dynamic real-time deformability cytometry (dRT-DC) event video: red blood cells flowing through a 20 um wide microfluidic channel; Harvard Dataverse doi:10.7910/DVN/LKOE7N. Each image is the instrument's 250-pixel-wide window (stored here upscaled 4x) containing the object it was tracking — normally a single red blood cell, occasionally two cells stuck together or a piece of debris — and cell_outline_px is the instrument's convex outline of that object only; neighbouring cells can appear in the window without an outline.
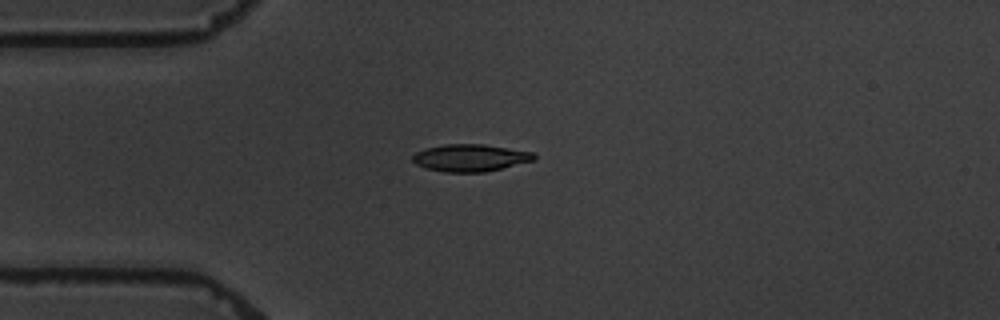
{"species": "common noctule bat (a hibernating species)", "species_latin": "Nyctalus noctula", "temperature_condition": "warm", "stored_images_in_passage": 5, "camera_frame_rate_fps": 3000, "um_per_image_px": 0.085, "animal": {"sex": "male", "body_mass_g": 19.5, "forearm_length_mm": 54.6}, "frame": {"image": 1, "passage_image": 5, "time_ms": 5.0, "image_size_px": [1000, 320], "cell_outline_px": [[536, 160], [484, 172], [444, 172], [424, 168], [416, 164], [412, 160], [412, 156], [416, 152], [424, 148], [444, 144], [484, 144], [532, 152], [536, 156]], "centroid_in_image_um": [39.94, 13.41], "position_along_channel_um": 45.1, "area_um2": 19.31}}